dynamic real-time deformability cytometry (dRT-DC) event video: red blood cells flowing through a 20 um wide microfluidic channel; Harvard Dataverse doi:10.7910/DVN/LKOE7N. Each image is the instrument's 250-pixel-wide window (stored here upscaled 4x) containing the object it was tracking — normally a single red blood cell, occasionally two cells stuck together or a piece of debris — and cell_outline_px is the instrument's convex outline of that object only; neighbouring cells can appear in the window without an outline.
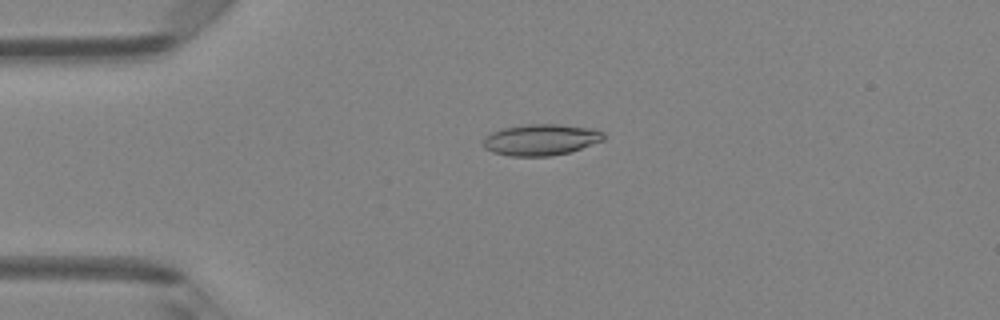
{"species": "Egyptian fruit bat (a non-hibernating species)", "species_latin": "Rousettus aegyptiacus", "temperature_condition": "room temperature", "stored_images_in_passage": 3, "camera_frame_rate_fps": 3000, "um_per_image_px": 0.085, "animal": {"sex": "female"}, "frame": {"image": 1, "passage_image": 3, "time_ms": 0.667, "image_size_px": [1000, 320], "cell_outline_px": [[604, 140], [568, 152], [552, 156], [508, 156], [492, 152], [484, 148], [484, 136], [492, 132], [504, 128], [528, 124], [556, 124], [596, 128], [604, 132]], "centroid_in_image_um": [45.98, 11.87], "position_along_channel_um": 39.0, "area_um2": 21.96}}